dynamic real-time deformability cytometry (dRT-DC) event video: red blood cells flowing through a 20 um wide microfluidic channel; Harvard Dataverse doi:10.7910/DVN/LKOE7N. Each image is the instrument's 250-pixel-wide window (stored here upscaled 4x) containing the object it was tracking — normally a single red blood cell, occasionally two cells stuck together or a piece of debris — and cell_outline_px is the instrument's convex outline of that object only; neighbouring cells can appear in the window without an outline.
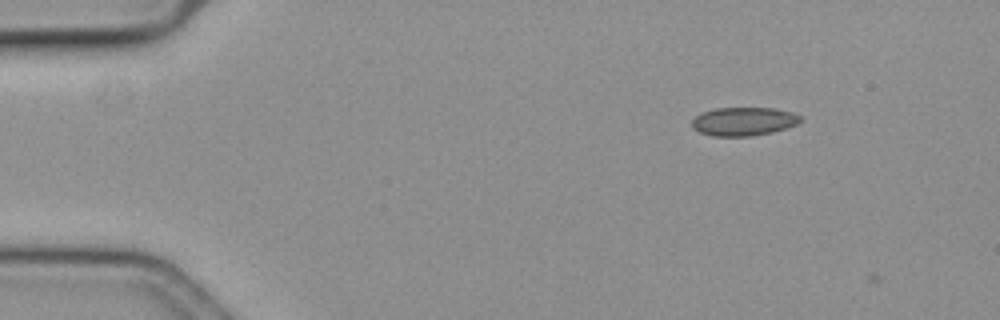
{"species": "common noctule bat (a hibernating species)", "species_latin": "Nyctalus noctula", "temperature_condition": "cold", "stored_images_in_passage": 13, "camera_frame_rate_fps": 3000, "um_per_image_px": 0.085, "animal": {"sex": "female", "body_mass_g": 19.3, "forearm_length_mm": 54.1}, "frame": {"image": 1, "passage_image": 6, "time_ms": 1.667, "image_size_px": [1000, 320], "cell_outline_px": [[804, 120], [796, 124], [772, 132], [752, 136], [712, 136], [700, 132], [692, 128], [692, 120], [700, 112], [716, 108], [776, 108], [792, 112], [804, 116]], "centroid_in_image_um": [63.23, 10.31], "position_along_channel_um": 21.8, "area_um2": 18.21}}